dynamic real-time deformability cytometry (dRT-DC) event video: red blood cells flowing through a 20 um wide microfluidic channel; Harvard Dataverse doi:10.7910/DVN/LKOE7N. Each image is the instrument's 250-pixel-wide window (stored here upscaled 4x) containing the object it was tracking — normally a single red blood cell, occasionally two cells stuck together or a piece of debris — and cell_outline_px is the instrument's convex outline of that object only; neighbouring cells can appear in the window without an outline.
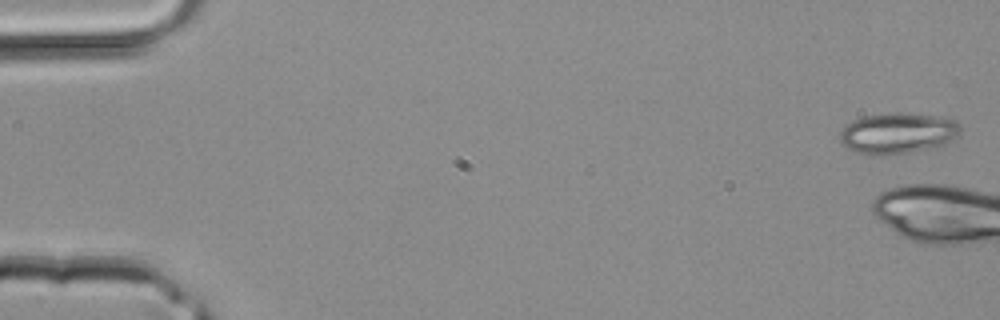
{"species": "common noctule bat (a hibernating species)", "species_latin": "Nyctalus noctula", "temperature_condition": "room temperature", "stored_images_in_passage": 4, "camera_frame_rate_fps": 3000, "um_per_image_px": 0.085, "animal": {"sex": "male", "body_mass_g": 20.4}, "frame": {"image": 1, "passage_image": 1, "time_ms": 0.0, "image_size_px": [1000, 320], "cell_outline_px": [[960, 136], [944, 144], [928, 148], [908, 152], [884, 156], [872, 156], [856, 152], [840, 144], [840, 132], [852, 120], [864, 116], [888, 112], [900, 112], [940, 116], [956, 120], [960, 124]], "centroid_in_image_um": [76.31, 11.32], "position_along_channel_um": 8.7, "area_um2": 29.13}}